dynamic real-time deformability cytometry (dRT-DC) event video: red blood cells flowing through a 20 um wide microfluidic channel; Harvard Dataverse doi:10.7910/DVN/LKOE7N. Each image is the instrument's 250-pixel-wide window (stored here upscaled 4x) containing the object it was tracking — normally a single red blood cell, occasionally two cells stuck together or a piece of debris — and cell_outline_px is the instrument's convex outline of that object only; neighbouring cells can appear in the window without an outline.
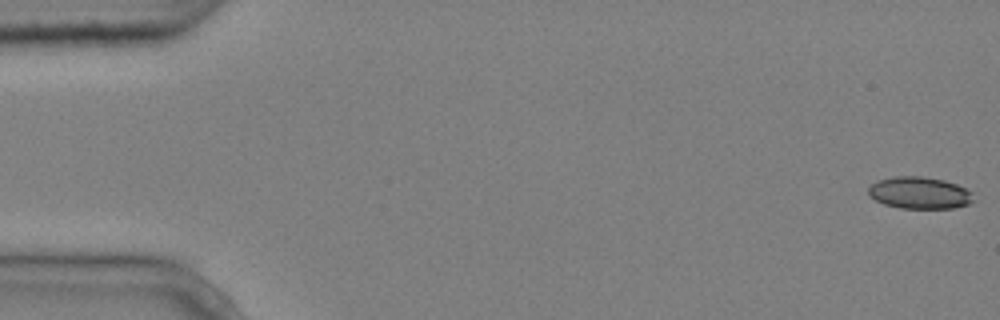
{"species": "common noctule bat (a hibernating species)", "species_latin": "Nyctalus noctula", "temperature_condition": "cold", "stored_images_in_passage": 5, "camera_frame_rate_fps": 3000, "um_per_image_px": 0.085, "animal": {"sex": "male", "body_mass_g": 20.4}, "frame": {"image": 1, "passage_image": 1, "time_ms": 0.0, "image_size_px": [1000, 320], "cell_outline_px": [[976, 200], [968, 204], [952, 208], [900, 208], [884, 204], [868, 196], [868, 188], [876, 180], [892, 176], [920, 176], [944, 180], [956, 184], [972, 192]], "centroid_in_image_um": [78.15, 16.39], "position_along_channel_um": 6.9, "area_um2": 19.71}}